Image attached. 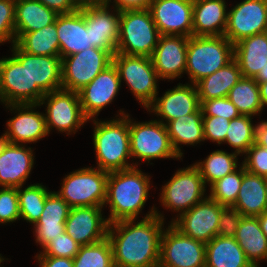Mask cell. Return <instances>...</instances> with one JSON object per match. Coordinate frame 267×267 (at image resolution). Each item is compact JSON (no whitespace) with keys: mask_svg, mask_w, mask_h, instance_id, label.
<instances>
[{"mask_svg":"<svg viewBox=\"0 0 267 267\" xmlns=\"http://www.w3.org/2000/svg\"><path fill=\"white\" fill-rule=\"evenodd\" d=\"M138 221L121 220L109 224L107 237L112 245L115 267H158L164 215L154 206Z\"/></svg>","mask_w":267,"mask_h":267,"instance_id":"6da1fadb","label":"cell"},{"mask_svg":"<svg viewBox=\"0 0 267 267\" xmlns=\"http://www.w3.org/2000/svg\"><path fill=\"white\" fill-rule=\"evenodd\" d=\"M150 182L138 167L108 173L104 206L110 207L109 224L137 218L148 199Z\"/></svg>","mask_w":267,"mask_h":267,"instance_id":"7a4b0ae2","label":"cell"},{"mask_svg":"<svg viewBox=\"0 0 267 267\" xmlns=\"http://www.w3.org/2000/svg\"><path fill=\"white\" fill-rule=\"evenodd\" d=\"M119 118L106 121L92 119L94 123L93 144L97 167L105 172H115L138 167V162L128 163L131 157L129 138V114L120 110ZM97 120V121H96Z\"/></svg>","mask_w":267,"mask_h":267,"instance_id":"3957f363","label":"cell"},{"mask_svg":"<svg viewBox=\"0 0 267 267\" xmlns=\"http://www.w3.org/2000/svg\"><path fill=\"white\" fill-rule=\"evenodd\" d=\"M234 58V45L224 36H191L185 73L191 84L225 67Z\"/></svg>","mask_w":267,"mask_h":267,"instance_id":"277c9868","label":"cell"},{"mask_svg":"<svg viewBox=\"0 0 267 267\" xmlns=\"http://www.w3.org/2000/svg\"><path fill=\"white\" fill-rule=\"evenodd\" d=\"M160 36L149 9L120 11L116 53L151 57Z\"/></svg>","mask_w":267,"mask_h":267,"instance_id":"5b68a950","label":"cell"},{"mask_svg":"<svg viewBox=\"0 0 267 267\" xmlns=\"http://www.w3.org/2000/svg\"><path fill=\"white\" fill-rule=\"evenodd\" d=\"M108 172L84 167L63 178L60 197L72 208L81 206L104 207Z\"/></svg>","mask_w":267,"mask_h":267,"instance_id":"8992f818","label":"cell"},{"mask_svg":"<svg viewBox=\"0 0 267 267\" xmlns=\"http://www.w3.org/2000/svg\"><path fill=\"white\" fill-rule=\"evenodd\" d=\"M131 158L150 163L154 159H181L175 152L165 124L158 120L133 122L129 118Z\"/></svg>","mask_w":267,"mask_h":267,"instance_id":"52a82bcc","label":"cell"},{"mask_svg":"<svg viewBox=\"0 0 267 267\" xmlns=\"http://www.w3.org/2000/svg\"><path fill=\"white\" fill-rule=\"evenodd\" d=\"M112 63L117 68L119 78L126 81L140 105L147 108L158 95V79L151 57L131 56L115 53Z\"/></svg>","mask_w":267,"mask_h":267,"instance_id":"ba28073f","label":"cell"},{"mask_svg":"<svg viewBox=\"0 0 267 267\" xmlns=\"http://www.w3.org/2000/svg\"><path fill=\"white\" fill-rule=\"evenodd\" d=\"M206 187L199 170L194 165L178 169L162 187L161 205L173 212H179L178 217L207 197L204 196Z\"/></svg>","mask_w":267,"mask_h":267,"instance_id":"9c48e42d","label":"cell"},{"mask_svg":"<svg viewBox=\"0 0 267 267\" xmlns=\"http://www.w3.org/2000/svg\"><path fill=\"white\" fill-rule=\"evenodd\" d=\"M112 57L109 51L97 47L63 57L62 89L79 92L112 64Z\"/></svg>","mask_w":267,"mask_h":267,"instance_id":"30bf717a","label":"cell"},{"mask_svg":"<svg viewBox=\"0 0 267 267\" xmlns=\"http://www.w3.org/2000/svg\"><path fill=\"white\" fill-rule=\"evenodd\" d=\"M38 104L47 105L44 116L49 134L52 128L62 133L66 132L67 135L75 134L89 121L83 114L78 92L63 89L49 92Z\"/></svg>","mask_w":267,"mask_h":267,"instance_id":"8fae6325","label":"cell"},{"mask_svg":"<svg viewBox=\"0 0 267 267\" xmlns=\"http://www.w3.org/2000/svg\"><path fill=\"white\" fill-rule=\"evenodd\" d=\"M206 243L182 234L171 223L163 230L158 267H205Z\"/></svg>","mask_w":267,"mask_h":267,"instance_id":"7c38bea8","label":"cell"},{"mask_svg":"<svg viewBox=\"0 0 267 267\" xmlns=\"http://www.w3.org/2000/svg\"><path fill=\"white\" fill-rule=\"evenodd\" d=\"M12 57L0 59V101L5 105L30 104L28 53L15 43Z\"/></svg>","mask_w":267,"mask_h":267,"instance_id":"4fadbf2b","label":"cell"},{"mask_svg":"<svg viewBox=\"0 0 267 267\" xmlns=\"http://www.w3.org/2000/svg\"><path fill=\"white\" fill-rule=\"evenodd\" d=\"M79 9L85 17L91 46L114 55L119 38L120 11L115 8V13H110V6L104 2L80 4Z\"/></svg>","mask_w":267,"mask_h":267,"instance_id":"5bb4252c","label":"cell"},{"mask_svg":"<svg viewBox=\"0 0 267 267\" xmlns=\"http://www.w3.org/2000/svg\"><path fill=\"white\" fill-rule=\"evenodd\" d=\"M225 207L207 196L187 212L173 218L171 224L182 234L208 243L217 236L220 214Z\"/></svg>","mask_w":267,"mask_h":267,"instance_id":"9a60e30c","label":"cell"},{"mask_svg":"<svg viewBox=\"0 0 267 267\" xmlns=\"http://www.w3.org/2000/svg\"><path fill=\"white\" fill-rule=\"evenodd\" d=\"M264 32H267V0H243L228 11L224 36L233 45Z\"/></svg>","mask_w":267,"mask_h":267,"instance_id":"2e32d148","label":"cell"},{"mask_svg":"<svg viewBox=\"0 0 267 267\" xmlns=\"http://www.w3.org/2000/svg\"><path fill=\"white\" fill-rule=\"evenodd\" d=\"M149 10L161 35L193 36V0H152Z\"/></svg>","mask_w":267,"mask_h":267,"instance_id":"e0dca14e","label":"cell"},{"mask_svg":"<svg viewBox=\"0 0 267 267\" xmlns=\"http://www.w3.org/2000/svg\"><path fill=\"white\" fill-rule=\"evenodd\" d=\"M120 87L121 80L112 63L78 92L85 117L88 120L97 118L95 116L115 99Z\"/></svg>","mask_w":267,"mask_h":267,"instance_id":"ac0fdd59","label":"cell"},{"mask_svg":"<svg viewBox=\"0 0 267 267\" xmlns=\"http://www.w3.org/2000/svg\"><path fill=\"white\" fill-rule=\"evenodd\" d=\"M96 206L72 207L65 221V232L81 246L107 238L109 222Z\"/></svg>","mask_w":267,"mask_h":267,"instance_id":"d6986e66","label":"cell"},{"mask_svg":"<svg viewBox=\"0 0 267 267\" xmlns=\"http://www.w3.org/2000/svg\"><path fill=\"white\" fill-rule=\"evenodd\" d=\"M200 107L196 85L179 83L175 88L166 91L162 97L156 95L146 109L157 117L160 116L158 121L167 125L172 120L195 113Z\"/></svg>","mask_w":267,"mask_h":267,"instance_id":"ffe728a7","label":"cell"},{"mask_svg":"<svg viewBox=\"0 0 267 267\" xmlns=\"http://www.w3.org/2000/svg\"><path fill=\"white\" fill-rule=\"evenodd\" d=\"M188 38L180 35H161L151 56L154 69L162 80H174L185 73Z\"/></svg>","mask_w":267,"mask_h":267,"instance_id":"44dd1931","label":"cell"},{"mask_svg":"<svg viewBox=\"0 0 267 267\" xmlns=\"http://www.w3.org/2000/svg\"><path fill=\"white\" fill-rule=\"evenodd\" d=\"M30 104H38L46 93L62 89V58L28 53Z\"/></svg>","mask_w":267,"mask_h":267,"instance_id":"7402d4cb","label":"cell"},{"mask_svg":"<svg viewBox=\"0 0 267 267\" xmlns=\"http://www.w3.org/2000/svg\"><path fill=\"white\" fill-rule=\"evenodd\" d=\"M39 106V104L5 105L6 108L10 109V112L16 113L7 121L6 132L12 144L23 145L38 142L49 134L44 114L34 111Z\"/></svg>","mask_w":267,"mask_h":267,"instance_id":"603a6c76","label":"cell"},{"mask_svg":"<svg viewBox=\"0 0 267 267\" xmlns=\"http://www.w3.org/2000/svg\"><path fill=\"white\" fill-rule=\"evenodd\" d=\"M26 145L10 143L0 154V187H23L31 174L34 155Z\"/></svg>","mask_w":267,"mask_h":267,"instance_id":"cb8c5ba5","label":"cell"},{"mask_svg":"<svg viewBox=\"0 0 267 267\" xmlns=\"http://www.w3.org/2000/svg\"><path fill=\"white\" fill-rule=\"evenodd\" d=\"M55 23L61 58L92 47L85 17L80 9L71 13L59 14Z\"/></svg>","mask_w":267,"mask_h":267,"instance_id":"d4e9b609","label":"cell"},{"mask_svg":"<svg viewBox=\"0 0 267 267\" xmlns=\"http://www.w3.org/2000/svg\"><path fill=\"white\" fill-rule=\"evenodd\" d=\"M71 207L52 191L47 195L41 217L34 225L35 241L42 249L61 233L65 232V221L68 218Z\"/></svg>","mask_w":267,"mask_h":267,"instance_id":"484cf974","label":"cell"},{"mask_svg":"<svg viewBox=\"0 0 267 267\" xmlns=\"http://www.w3.org/2000/svg\"><path fill=\"white\" fill-rule=\"evenodd\" d=\"M225 0H193V36H221L227 24Z\"/></svg>","mask_w":267,"mask_h":267,"instance_id":"4316f807","label":"cell"},{"mask_svg":"<svg viewBox=\"0 0 267 267\" xmlns=\"http://www.w3.org/2000/svg\"><path fill=\"white\" fill-rule=\"evenodd\" d=\"M242 77L254 78L267 64V32L252 35L234 44V58Z\"/></svg>","mask_w":267,"mask_h":267,"instance_id":"83f0119b","label":"cell"},{"mask_svg":"<svg viewBox=\"0 0 267 267\" xmlns=\"http://www.w3.org/2000/svg\"><path fill=\"white\" fill-rule=\"evenodd\" d=\"M243 216L258 217L267 211L265 177L245 170L236 202L231 206Z\"/></svg>","mask_w":267,"mask_h":267,"instance_id":"f1b7e54d","label":"cell"},{"mask_svg":"<svg viewBox=\"0 0 267 267\" xmlns=\"http://www.w3.org/2000/svg\"><path fill=\"white\" fill-rule=\"evenodd\" d=\"M58 14L38 0H16L15 37L42 29L55 22Z\"/></svg>","mask_w":267,"mask_h":267,"instance_id":"f546056e","label":"cell"},{"mask_svg":"<svg viewBox=\"0 0 267 267\" xmlns=\"http://www.w3.org/2000/svg\"><path fill=\"white\" fill-rule=\"evenodd\" d=\"M235 240L254 267H259V261L267 260V238L258 217L242 216Z\"/></svg>","mask_w":267,"mask_h":267,"instance_id":"4dcf8cb0","label":"cell"},{"mask_svg":"<svg viewBox=\"0 0 267 267\" xmlns=\"http://www.w3.org/2000/svg\"><path fill=\"white\" fill-rule=\"evenodd\" d=\"M205 267H254L235 238L215 236L206 243Z\"/></svg>","mask_w":267,"mask_h":267,"instance_id":"1f68e13d","label":"cell"},{"mask_svg":"<svg viewBox=\"0 0 267 267\" xmlns=\"http://www.w3.org/2000/svg\"><path fill=\"white\" fill-rule=\"evenodd\" d=\"M241 78V70L234 59L225 67L204 77L195 84L200 104L206 100L227 97L229 91Z\"/></svg>","mask_w":267,"mask_h":267,"instance_id":"d6a6232c","label":"cell"},{"mask_svg":"<svg viewBox=\"0 0 267 267\" xmlns=\"http://www.w3.org/2000/svg\"><path fill=\"white\" fill-rule=\"evenodd\" d=\"M171 144L181 158L180 145H193L204 141L203 113L201 107L192 114L170 121L167 125Z\"/></svg>","mask_w":267,"mask_h":267,"instance_id":"836d02e7","label":"cell"},{"mask_svg":"<svg viewBox=\"0 0 267 267\" xmlns=\"http://www.w3.org/2000/svg\"><path fill=\"white\" fill-rule=\"evenodd\" d=\"M15 44L23 51L32 55L60 56L59 38L56 23L40 30L22 34Z\"/></svg>","mask_w":267,"mask_h":267,"instance_id":"e575fe53","label":"cell"},{"mask_svg":"<svg viewBox=\"0 0 267 267\" xmlns=\"http://www.w3.org/2000/svg\"><path fill=\"white\" fill-rule=\"evenodd\" d=\"M227 97L240 115L255 116L262 113L259 85L254 78L242 77Z\"/></svg>","mask_w":267,"mask_h":267,"instance_id":"d590c367","label":"cell"},{"mask_svg":"<svg viewBox=\"0 0 267 267\" xmlns=\"http://www.w3.org/2000/svg\"><path fill=\"white\" fill-rule=\"evenodd\" d=\"M237 156L239 154L235 152L228 153L223 150H216L210 153L205 160L196 162L193 165L199 170L205 186L207 183L210 186L217 180L237 170L238 166H240L237 164Z\"/></svg>","mask_w":267,"mask_h":267,"instance_id":"8d00e7d4","label":"cell"},{"mask_svg":"<svg viewBox=\"0 0 267 267\" xmlns=\"http://www.w3.org/2000/svg\"><path fill=\"white\" fill-rule=\"evenodd\" d=\"M17 188L20 219H24L33 226L37 223L44 209L47 195L51 192L42 184H31L24 190Z\"/></svg>","mask_w":267,"mask_h":267,"instance_id":"74e56055","label":"cell"},{"mask_svg":"<svg viewBox=\"0 0 267 267\" xmlns=\"http://www.w3.org/2000/svg\"><path fill=\"white\" fill-rule=\"evenodd\" d=\"M73 267H115L113 249L110 240H103L80 246L73 258Z\"/></svg>","mask_w":267,"mask_h":267,"instance_id":"f35d334b","label":"cell"},{"mask_svg":"<svg viewBox=\"0 0 267 267\" xmlns=\"http://www.w3.org/2000/svg\"><path fill=\"white\" fill-rule=\"evenodd\" d=\"M252 116L239 115L232 119L228 126L225 142L235 149V153L242 156L254 144L255 128Z\"/></svg>","mask_w":267,"mask_h":267,"instance_id":"ab89813d","label":"cell"},{"mask_svg":"<svg viewBox=\"0 0 267 267\" xmlns=\"http://www.w3.org/2000/svg\"><path fill=\"white\" fill-rule=\"evenodd\" d=\"M243 165L231 174L224 176L210 185L209 198L224 206H232L238 197L242 183Z\"/></svg>","mask_w":267,"mask_h":267,"instance_id":"60d3db41","label":"cell"},{"mask_svg":"<svg viewBox=\"0 0 267 267\" xmlns=\"http://www.w3.org/2000/svg\"><path fill=\"white\" fill-rule=\"evenodd\" d=\"M80 244L66 232L61 233L43 248L40 254L36 256H55L73 259L79 252Z\"/></svg>","mask_w":267,"mask_h":267,"instance_id":"b9f144b4","label":"cell"},{"mask_svg":"<svg viewBox=\"0 0 267 267\" xmlns=\"http://www.w3.org/2000/svg\"><path fill=\"white\" fill-rule=\"evenodd\" d=\"M20 220V209L17 188L1 187L0 189V223H13Z\"/></svg>","mask_w":267,"mask_h":267,"instance_id":"7bdbcfd3","label":"cell"},{"mask_svg":"<svg viewBox=\"0 0 267 267\" xmlns=\"http://www.w3.org/2000/svg\"><path fill=\"white\" fill-rule=\"evenodd\" d=\"M15 5L16 0H0V43L16 41Z\"/></svg>","mask_w":267,"mask_h":267,"instance_id":"ee69618b","label":"cell"},{"mask_svg":"<svg viewBox=\"0 0 267 267\" xmlns=\"http://www.w3.org/2000/svg\"><path fill=\"white\" fill-rule=\"evenodd\" d=\"M203 116L223 117L231 121L240 113L228 97L216 98L201 103Z\"/></svg>","mask_w":267,"mask_h":267,"instance_id":"f6af8a7d","label":"cell"},{"mask_svg":"<svg viewBox=\"0 0 267 267\" xmlns=\"http://www.w3.org/2000/svg\"><path fill=\"white\" fill-rule=\"evenodd\" d=\"M242 165L250 173L267 177V149L253 144L244 154Z\"/></svg>","mask_w":267,"mask_h":267,"instance_id":"bcb514c9","label":"cell"},{"mask_svg":"<svg viewBox=\"0 0 267 267\" xmlns=\"http://www.w3.org/2000/svg\"><path fill=\"white\" fill-rule=\"evenodd\" d=\"M229 124L230 121L223 117L203 116L204 139L222 144L225 142Z\"/></svg>","mask_w":267,"mask_h":267,"instance_id":"7dc6e473","label":"cell"},{"mask_svg":"<svg viewBox=\"0 0 267 267\" xmlns=\"http://www.w3.org/2000/svg\"><path fill=\"white\" fill-rule=\"evenodd\" d=\"M242 216L235 208L230 206L225 207L220 214L217 235L235 238Z\"/></svg>","mask_w":267,"mask_h":267,"instance_id":"c3c4849f","label":"cell"},{"mask_svg":"<svg viewBox=\"0 0 267 267\" xmlns=\"http://www.w3.org/2000/svg\"><path fill=\"white\" fill-rule=\"evenodd\" d=\"M46 7L59 14L71 13L79 9L80 4L76 0H38Z\"/></svg>","mask_w":267,"mask_h":267,"instance_id":"681fc988","label":"cell"},{"mask_svg":"<svg viewBox=\"0 0 267 267\" xmlns=\"http://www.w3.org/2000/svg\"><path fill=\"white\" fill-rule=\"evenodd\" d=\"M112 0H105L104 3L110 6ZM152 0H114L113 8L122 10L149 9Z\"/></svg>","mask_w":267,"mask_h":267,"instance_id":"f907efd6","label":"cell"},{"mask_svg":"<svg viewBox=\"0 0 267 267\" xmlns=\"http://www.w3.org/2000/svg\"><path fill=\"white\" fill-rule=\"evenodd\" d=\"M40 267H73V259L55 256H36Z\"/></svg>","mask_w":267,"mask_h":267,"instance_id":"816d5d0a","label":"cell"},{"mask_svg":"<svg viewBox=\"0 0 267 267\" xmlns=\"http://www.w3.org/2000/svg\"><path fill=\"white\" fill-rule=\"evenodd\" d=\"M254 144L267 149V121H260L255 128Z\"/></svg>","mask_w":267,"mask_h":267,"instance_id":"f5cc1de1","label":"cell"},{"mask_svg":"<svg viewBox=\"0 0 267 267\" xmlns=\"http://www.w3.org/2000/svg\"><path fill=\"white\" fill-rule=\"evenodd\" d=\"M257 83L259 85L261 103L264 108L267 105V81Z\"/></svg>","mask_w":267,"mask_h":267,"instance_id":"db71d44e","label":"cell"},{"mask_svg":"<svg viewBox=\"0 0 267 267\" xmlns=\"http://www.w3.org/2000/svg\"><path fill=\"white\" fill-rule=\"evenodd\" d=\"M10 143H11L10 139L7 136V132L5 131V133L0 137V154L5 151V149L8 147Z\"/></svg>","mask_w":267,"mask_h":267,"instance_id":"11a10c76","label":"cell"},{"mask_svg":"<svg viewBox=\"0 0 267 267\" xmlns=\"http://www.w3.org/2000/svg\"><path fill=\"white\" fill-rule=\"evenodd\" d=\"M258 219H259V223L261 226V230L263 231V233L265 234L267 238V211H265L263 214L258 216Z\"/></svg>","mask_w":267,"mask_h":267,"instance_id":"9f6ffc18","label":"cell"},{"mask_svg":"<svg viewBox=\"0 0 267 267\" xmlns=\"http://www.w3.org/2000/svg\"><path fill=\"white\" fill-rule=\"evenodd\" d=\"M256 82H266L267 81V64L260 70V72L254 77Z\"/></svg>","mask_w":267,"mask_h":267,"instance_id":"6f0895ef","label":"cell"},{"mask_svg":"<svg viewBox=\"0 0 267 267\" xmlns=\"http://www.w3.org/2000/svg\"><path fill=\"white\" fill-rule=\"evenodd\" d=\"M79 4L93 3V0H76Z\"/></svg>","mask_w":267,"mask_h":267,"instance_id":"680465c9","label":"cell"},{"mask_svg":"<svg viewBox=\"0 0 267 267\" xmlns=\"http://www.w3.org/2000/svg\"><path fill=\"white\" fill-rule=\"evenodd\" d=\"M266 198H267V177H265Z\"/></svg>","mask_w":267,"mask_h":267,"instance_id":"91938a15","label":"cell"},{"mask_svg":"<svg viewBox=\"0 0 267 267\" xmlns=\"http://www.w3.org/2000/svg\"><path fill=\"white\" fill-rule=\"evenodd\" d=\"M5 261V258H3L0 254V265H1V262H4Z\"/></svg>","mask_w":267,"mask_h":267,"instance_id":"94428289","label":"cell"},{"mask_svg":"<svg viewBox=\"0 0 267 267\" xmlns=\"http://www.w3.org/2000/svg\"><path fill=\"white\" fill-rule=\"evenodd\" d=\"M105 0H93V2H104Z\"/></svg>","mask_w":267,"mask_h":267,"instance_id":"6125c7cd","label":"cell"}]
</instances>
